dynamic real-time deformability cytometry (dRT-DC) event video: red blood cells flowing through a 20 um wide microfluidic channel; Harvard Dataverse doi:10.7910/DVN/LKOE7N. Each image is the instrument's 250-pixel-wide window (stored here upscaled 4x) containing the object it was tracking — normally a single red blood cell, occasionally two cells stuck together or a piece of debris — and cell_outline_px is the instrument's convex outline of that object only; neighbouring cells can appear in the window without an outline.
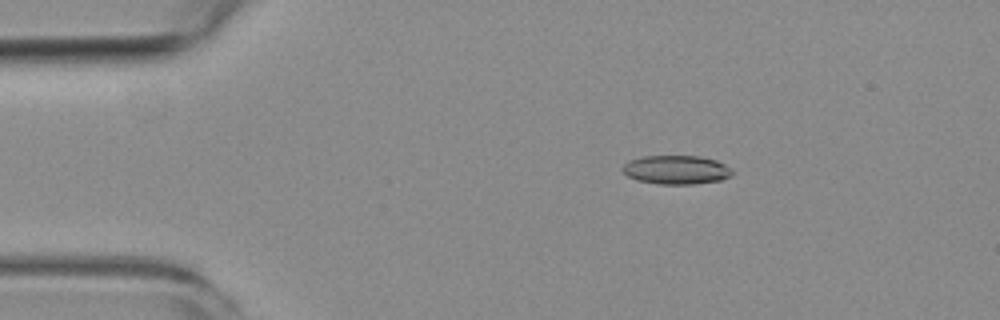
{"species": "common noctule bat (a hibernating species)", "species_latin": "Nyctalus noctula", "temperature_condition": "room temperature", "stored_images_in_passage": 9, "camera_frame_rate_fps": 3000, "um_per_image_px": 0.085, "animal": {"sex": "female", "body_mass_g": 19.3, "forearm_length_mm": 54.1}, "frame": {"image": 1, "passage_image": 3, "time_ms": 3.0, "image_size_px": [1000, 320], "cell_outline_px": [[732, 172], [728, 176], [720, 180], [692, 184], [656, 184], [636, 180], [628, 176], [620, 168], [628, 160], [644, 156], [700, 156], [716, 160], [724, 164]], "centroid_in_image_um": [57.41, 14.43], "position_along_channel_um": 27.6, "area_um2": 18.32}}
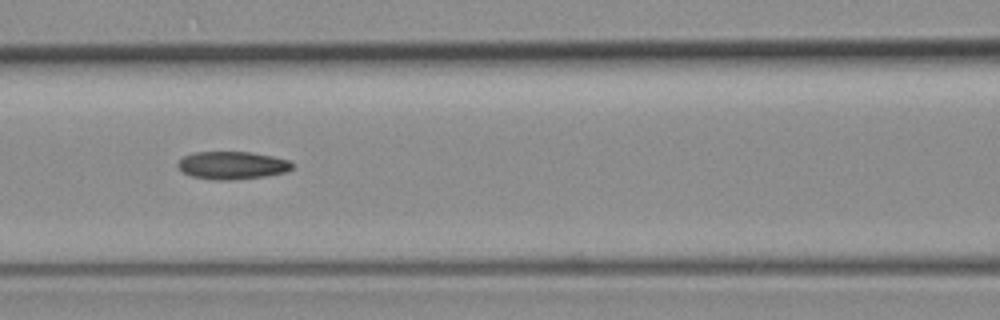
{"frame": {"image": 2, "passage_image": 7, "time_ms": 7.667, "image_size_px": [1000, 320], "cell_outline_px": [[292, 168], [288, 172], [264, 176], [232, 180], [216, 180], [192, 176], [184, 172], [176, 164], [184, 156], [192, 152], [252, 152], [272, 156], [288, 160], [292, 164]], "centroid_in_image_um": [19.74, 14.05], "position_along_channel_um": 146.9, "area_um2": 18.44}}
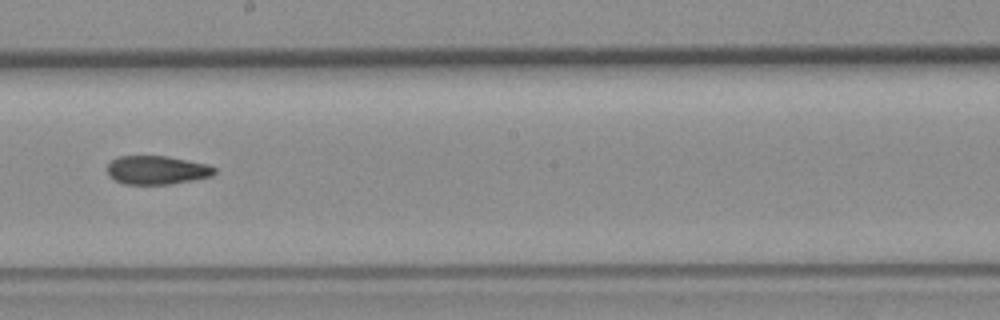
{"frame": {"image": 3, "passage_image": 9, "time_ms": 10.0, "image_size_px": [1000, 320], "cell_outline_px": [[216, 172], [212, 176], [192, 180], [168, 184], [124, 184], [108, 176], [108, 164], [112, 160], [120, 156], [168, 156], [208, 164], [216, 168]], "centroid_in_image_um": [13.35, 14.45], "position_along_channel_um": 234.8, "area_um2": 17.86}}